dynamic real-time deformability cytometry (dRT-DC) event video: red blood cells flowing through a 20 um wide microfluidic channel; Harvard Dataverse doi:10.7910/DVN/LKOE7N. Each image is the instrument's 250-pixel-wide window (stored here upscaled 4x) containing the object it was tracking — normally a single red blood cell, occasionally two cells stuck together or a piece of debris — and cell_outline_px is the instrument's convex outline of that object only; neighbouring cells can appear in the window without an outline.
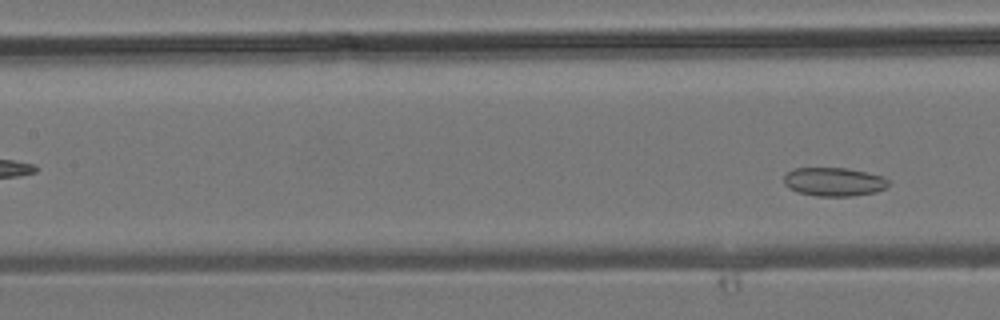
{"species": "common noctule bat (a hibernating species)", "species_latin": "Nyctalus noctula", "temperature_condition": "room temperature", "stored_images_in_passage": 9, "camera_frame_rate_fps": 3000, "um_per_image_px": 0.085, "animal": {"sex": "male", "body_mass_g": 19.2, "forearm_length_mm": 51.8}, "frame": {"image": 1, "passage_image": 9, "time_ms": 2.667, "image_size_px": [1000, 320], "cell_outline_px": [[888, 188], [876, 192], [852, 196], [816, 196], [796, 192], [788, 188], [784, 184], [784, 176], [792, 168], [848, 168], [884, 176], [888, 180]], "centroid_in_image_um": [70.89, 15.46], "position_along_channel_um": 136.5, "area_um2": 17.69}}